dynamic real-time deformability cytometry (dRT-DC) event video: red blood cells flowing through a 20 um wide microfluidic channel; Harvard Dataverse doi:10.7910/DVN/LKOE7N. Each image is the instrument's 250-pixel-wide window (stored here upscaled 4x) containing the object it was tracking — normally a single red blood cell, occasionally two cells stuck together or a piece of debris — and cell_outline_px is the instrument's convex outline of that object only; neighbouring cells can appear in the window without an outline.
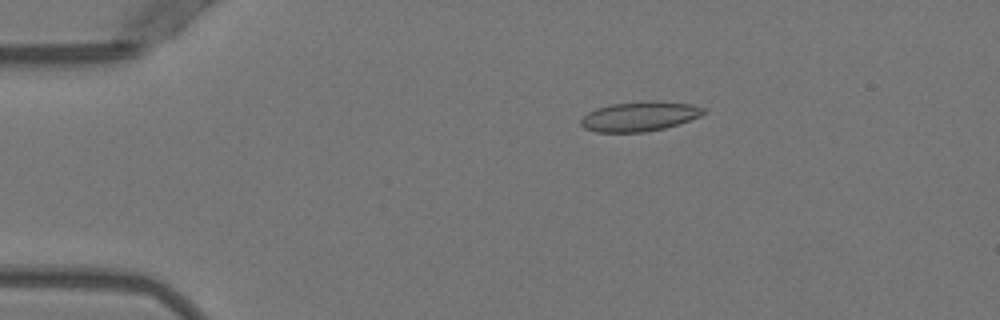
{"species": "Egyptian fruit bat (a non-hibernating species)", "species_latin": "Rousettus aegyptiacus", "temperature_condition": "warm", "stored_images_in_passage": 52, "camera_frame_rate_fps": 3000, "um_per_image_px": 0.085, "animal": {"sex": "female"}, "frame": {"image": 1, "passage_image": 10, "time_ms": 3.0, "image_size_px": [1000, 320], "cell_outline_px": [[708, 112], [700, 116], [664, 128], [644, 132], [596, 132], [584, 128], [580, 124], [580, 120], [588, 112], [596, 108], [612, 104], [652, 100], [692, 104], [704, 108]], "centroid_in_image_um": [54.36, 9.88], "position_along_channel_um": 30.6, "area_um2": 21.15}}
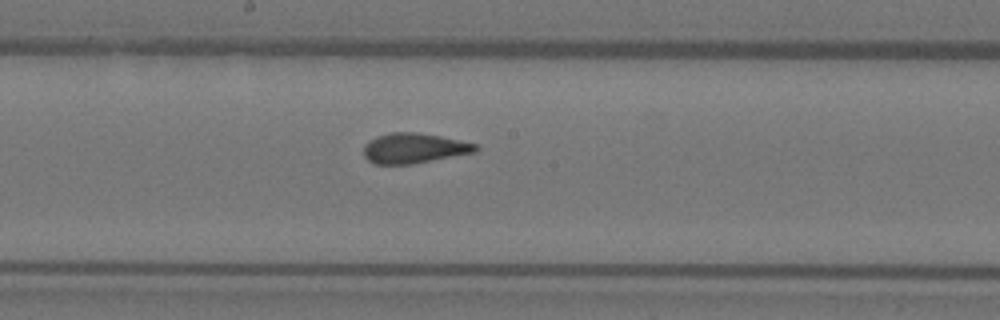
{"frame": {"image": 2, "passage_image": 28, "time_ms": 9.0, "image_size_px": [1000, 320], "cell_outline_px": [[480, 148], [476, 152], [412, 164], [372, 164], [364, 156], [364, 144], [376, 136], [392, 132], [416, 132], [440, 136], [460, 140], [476, 144]], "centroid_in_image_um": [35.18, 12.6], "position_along_channel_um": 213.0, "area_um2": 19.71}}
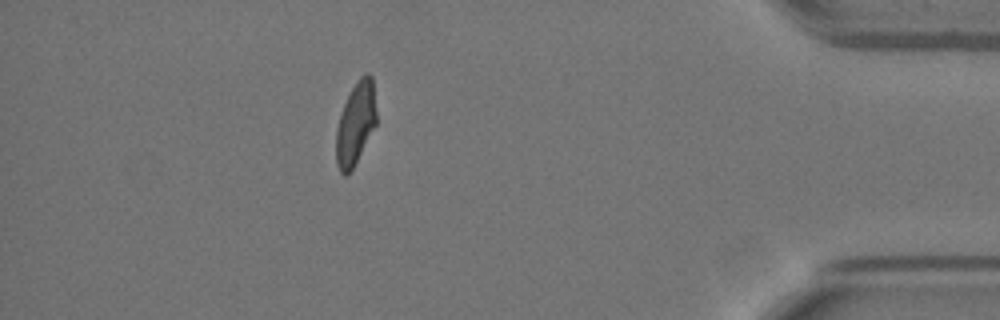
{"frame": {"image": 3, "passage_image": 46, "time_ms": 15.0, "image_size_px": [1000, 320], "cell_outline_px": [[376, 124], [352, 168], [344, 176], [340, 172], [336, 164], [336, 128], [344, 104], [356, 80], [364, 72], [368, 72], [372, 76], [376, 112]], "centroid_in_image_um": [30.22, 10.45], "position_along_channel_um": 405.0, "area_um2": 19.13}, "authors_computed_cell_mechanics": {"area_um2": 20.6057, "velocity_mm_per_s": 3.9648, "shape_relaxation_time_tau1_ms": 9.4048, "shape_relaxation_time_tau2_ms": 0.7511, "deformation_change_tau1": 0.2469, "deformation_change_tau2": 0.0748}}